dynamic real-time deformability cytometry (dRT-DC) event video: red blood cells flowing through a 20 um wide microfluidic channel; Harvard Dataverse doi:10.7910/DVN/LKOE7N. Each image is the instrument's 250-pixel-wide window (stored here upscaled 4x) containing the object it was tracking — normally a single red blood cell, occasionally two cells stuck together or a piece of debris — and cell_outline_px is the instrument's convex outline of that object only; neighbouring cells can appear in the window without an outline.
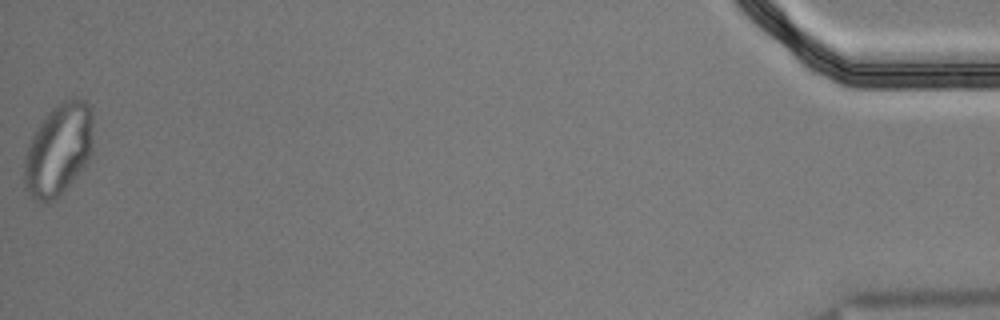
{"species": "Egyptian fruit bat (a non-hibernating species)", "species_latin": "Rousettus aegyptiacus", "temperature_condition": "cold", "stored_images_in_passage": 55, "segment_of_instrument_passage": [2, 2], "camera_frame_rate_fps": 3000, "um_per_image_px": 0.085, "animal": {"sex": "male"}, "frame": {"image": 1, "passage_image": 55, "time_ms": 18.0, "image_size_px": [1000, 320], "cell_outline_px": [[92, 152], [84, 168], [68, 188], [52, 200], [44, 204], [40, 204], [32, 200], [24, 188], [24, 160], [28, 144], [32, 136], [48, 112], [52, 108], [64, 100], [72, 96], [80, 96], [92, 108]], "centroid_in_image_um": [4.98, 12.74], "position_along_channel_um": 430.2, "area_um2": 37.69}}